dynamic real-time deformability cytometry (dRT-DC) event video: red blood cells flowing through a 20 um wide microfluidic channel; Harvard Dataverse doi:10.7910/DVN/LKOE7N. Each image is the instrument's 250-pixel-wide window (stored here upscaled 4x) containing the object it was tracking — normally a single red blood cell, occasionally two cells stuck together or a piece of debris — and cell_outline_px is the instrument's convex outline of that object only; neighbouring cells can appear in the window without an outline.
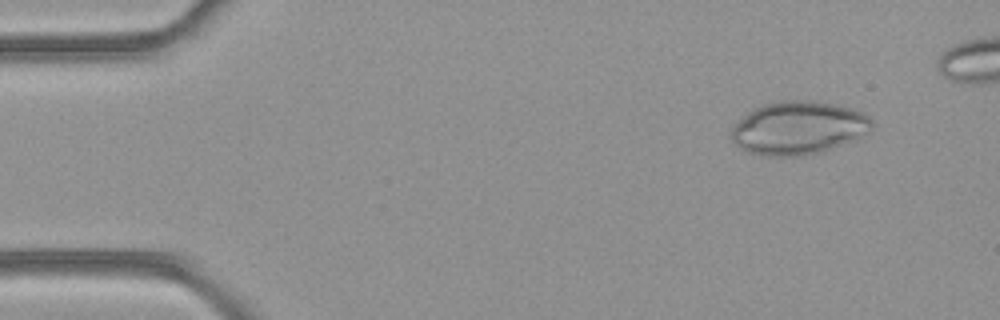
{"species": "common noctule bat (a hibernating species)", "species_latin": "Nyctalus noctula", "temperature_condition": "room temperature", "stored_images_in_passage": 46, "camera_frame_rate_fps": 3000, "um_per_image_px": 0.085, "animal": {"sex": "female", "body_mass_g": 21.9}, "frame": {"image": 1, "passage_image": 5, "time_ms": 1.333, "image_size_px": [1000, 320], "cell_outline_px": [[872, 128], [864, 132], [820, 152], [796, 156], [764, 156], [748, 152], [740, 148], [732, 140], [732, 128], [748, 112], [764, 104], [780, 100], [808, 100], [852, 108], [868, 116], [872, 120]], "centroid_in_image_um": [67.79, 10.86], "position_along_channel_um": 17.2, "area_um2": 42.43}}
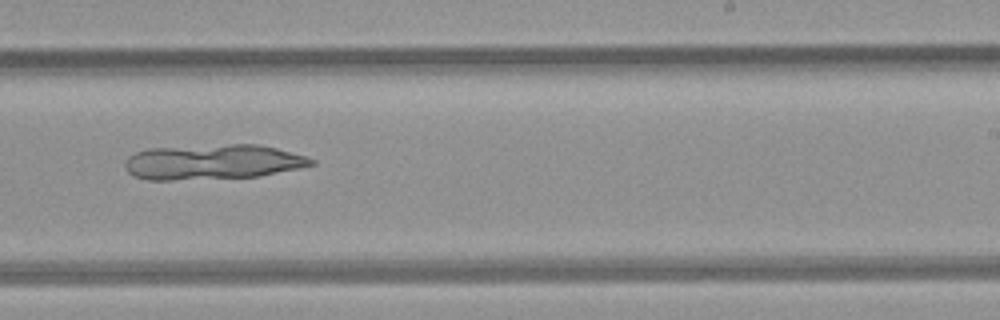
{"frame": {"image": 2, "passage_image": 31, "time_ms": 10.0, "image_size_px": [1000, 320], "cell_outline_px": [[316, 164], [300, 168], [260, 176], [172, 180], [148, 180], [132, 176], [124, 168], [124, 164], [128, 156], [136, 152], [148, 148], [228, 144], [256, 144], [276, 148], [304, 156], [316, 160]], "centroid_in_image_um": [18.05, 13.77], "position_along_channel_um": 271.0, "area_um2": 38.21}}
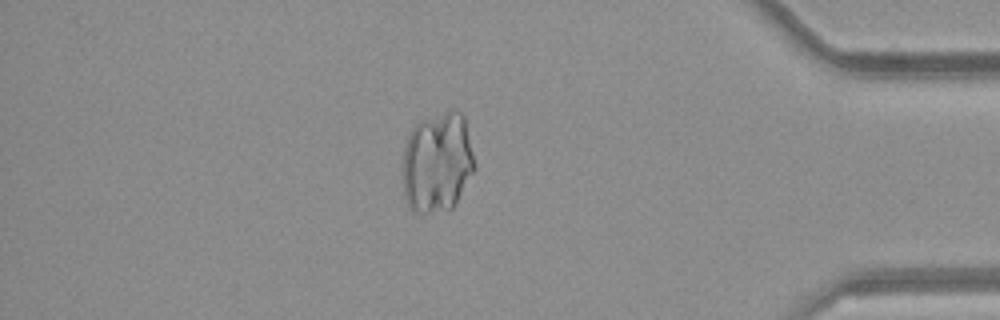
{"frame": {"image": 3, "passage_image": 43, "time_ms": 14.0, "image_size_px": [1000, 320], "cell_outline_px": [[476, 168], [456, 204], [452, 208], [428, 212], [412, 212], [408, 208], [404, 196], [404, 148], [408, 136], [412, 128], [420, 120], [452, 108], [460, 112], [464, 116], [476, 164]], "centroid_in_image_um": [37.2, 13.79], "position_along_channel_um": 398.0, "area_um2": 42.43}}